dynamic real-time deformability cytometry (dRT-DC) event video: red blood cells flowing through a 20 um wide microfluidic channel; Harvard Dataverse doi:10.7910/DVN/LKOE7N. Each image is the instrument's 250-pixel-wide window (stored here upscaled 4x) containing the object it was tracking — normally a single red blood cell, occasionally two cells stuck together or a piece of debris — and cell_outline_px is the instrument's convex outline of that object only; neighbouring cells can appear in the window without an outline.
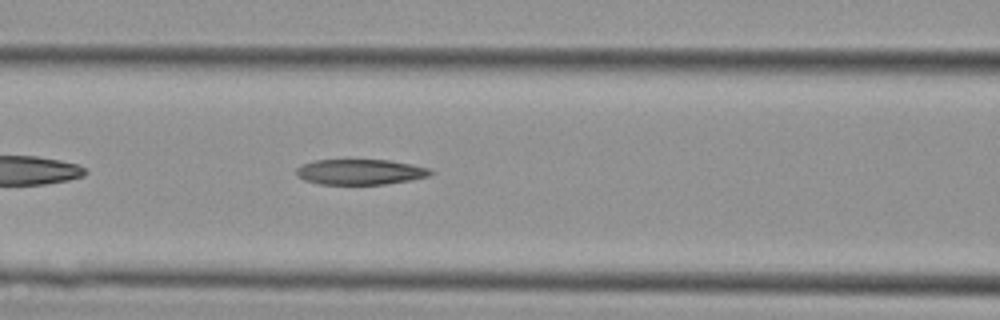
{"species": "Egyptian fruit bat (a non-hibernating species)", "species_latin": "Rousettus aegyptiacus", "temperature_condition": "cold", "stored_images_in_passage": 29, "camera_frame_rate_fps": 3000, "um_per_image_px": 0.085, "animal": {"sex": "female"}, "frame": {"image": 1, "passage_image": 7, "time_ms": 2.0, "image_size_px": [1000, 320], "cell_outline_px": [[436, 172], [428, 176], [412, 180], [384, 184], [320, 184], [304, 180], [296, 176], [296, 168], [300, 164], [316, 160], [388, 160], [412, 164], [428, 168]], "centroid_in_image_um": [30.61, 14.61], "position_along_channel_um": 136.0, "area_um2": 20.0}}
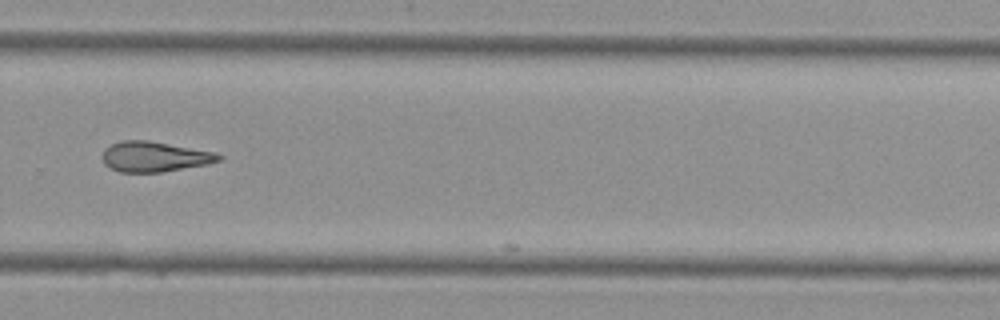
{"frame": {"image": 2, "passage_image": 19, "time_ms": 6.0, "image_size_px": [1000, 320], "cell_outline_px": [[224, 156], [220, 160], [208, 164], [160, 172], [120, 172], [104, 164], [104, 148], [120, 140], [148, 140], [216, 152]], "centroid_in_image_um": [13.16, 13.31], "position_along_channel_um": 316.6, "area_um2": 20.4}}